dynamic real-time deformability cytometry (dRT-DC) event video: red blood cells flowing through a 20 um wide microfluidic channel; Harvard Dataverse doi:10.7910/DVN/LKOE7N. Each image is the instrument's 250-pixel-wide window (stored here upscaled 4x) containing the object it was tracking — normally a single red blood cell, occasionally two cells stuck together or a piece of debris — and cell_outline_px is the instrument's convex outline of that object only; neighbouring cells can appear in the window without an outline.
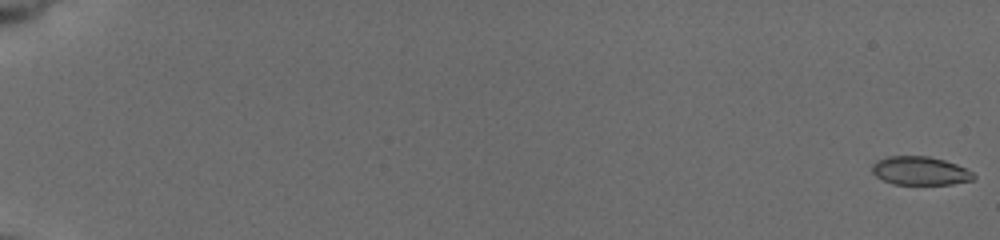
{"species": "common noctule bat (a hibernating species)", "species_latin": "Nyctalus noctula", "temperature_condition": "cold", "stored_images_in_passage": 45, "camera_frame_rate_fps": 3000, "um_per_image_px": 0.085, "animal": {"sex": "female", "body_mass_g": 19.5, "forearm_length_mm": 54.1}, "frame": {"image": 1, "passage_image": 1, "time_ms": 0.0, "image_size_px": [1000, 240], "cell_outline_px": [[976, 176], [972, 180], [952, 184], [892, 184], [876, 176], [872, 172], [872, 164], [876, 160], [888, 156], [928, 156], [944, 160], [956, 164], [972, 172]], "centroid_in_image_um": [78.19, 14.51], "position_along_channel_um": 6.8, "area_um2": 16.82}}
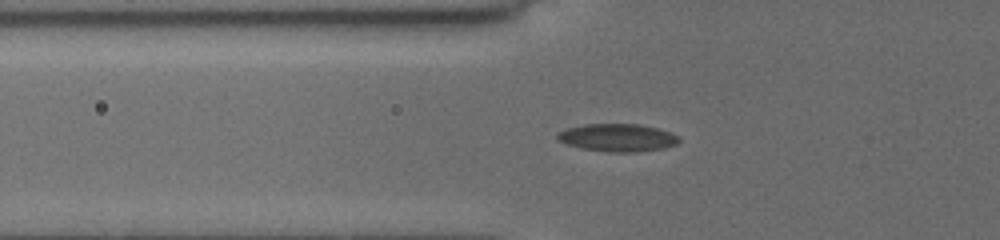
{"frame": {"image": 2, "passage_image": 39, "time_ms": 7.333, "image_size_px": [1000, 240], "cell_outline_px": [[680, 140], [676, 144], [660, 148], [640, 152], [608, 152], [584, 148], [568, 144], [560, 140], [556, 136], [556, 132], [568, 128], [584, 124], [640, 124], [656, 128], [680, 136]], "centroid_in_image_um": [52.49, 11.69], "position_along_channel_um": 73.3, "area_um2": 19.42}}
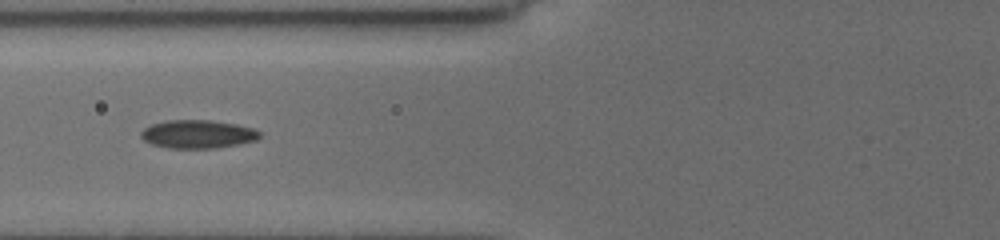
{"frame": {"image": 3, "passage_image": 44, "time_ms": 8.333, "image_size_px": [1000, 240], "cell_outline_px": [[260, 136], [256, 140], [240, 144], [216, 148], [168, 148], [152, 144], [144, 140], [140, 136], [140, 132], [144, 128], [152, 124], [168, 120], [212, 120], [236, 124], [252, 128], [260, 132]], "centroid_in_image_um": [16.8, 11.4], "position_along_channel_um": 109.0, "area_um2": 19.59}}